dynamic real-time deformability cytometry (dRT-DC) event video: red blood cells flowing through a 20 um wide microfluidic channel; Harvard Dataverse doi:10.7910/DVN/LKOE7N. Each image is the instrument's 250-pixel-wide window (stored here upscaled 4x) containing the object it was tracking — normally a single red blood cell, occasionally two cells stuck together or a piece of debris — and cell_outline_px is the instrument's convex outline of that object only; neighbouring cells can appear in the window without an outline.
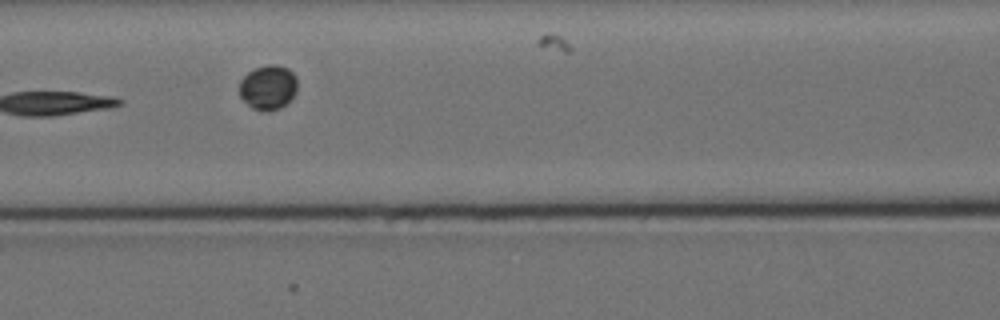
{"species": "Egyptian fruit bat (a non-hibernating species)", "species_latin": "Rousettus aegyptiacus", "temperature_condition": "cold", "stored_images_in_passage": 9, "camera_frame_rate_fps": 3000, "um_per_image_px": 0.085, "animal": {"sex": "female"}, "frame": {"image": 1, "passage_image": 7, "time_ms": 7.0, "image_size_px": [1000, 320], "cell_outline_px": [[296, 92], [280, 108], [252, 108], [240, 96], [240, 80], [248, 72], [256, 68], [268, 64], [276, 64], [288, 68], [296, 76]], "centroid_in_image_um": [22.79, 7.36], "position_along_channel_um": 143.8, "area_um2": 14.51}}